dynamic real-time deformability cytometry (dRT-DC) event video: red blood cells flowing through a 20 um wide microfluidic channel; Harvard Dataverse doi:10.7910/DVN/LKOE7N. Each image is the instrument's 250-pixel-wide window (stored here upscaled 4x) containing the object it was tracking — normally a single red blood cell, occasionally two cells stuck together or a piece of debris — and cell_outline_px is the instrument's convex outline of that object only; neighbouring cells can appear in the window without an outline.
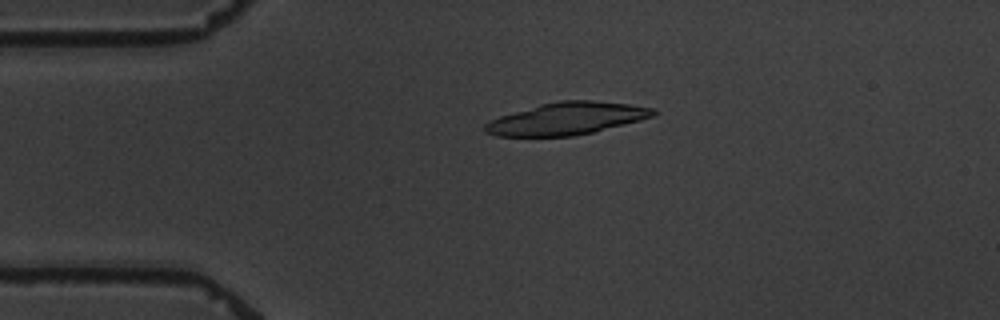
{"species": "common noctule bat (a hibernating species)", "species_latin": "Nyctalus noctula", "temperature_condition": "warm", "stored_images_in_passage": 4, "camera_frame_rate_fps": 3000, "um_per_image_px": 0.085, "animal": {"sex": "male", "body_mass_g": 19.5, "forearm_length_mm": 54.6}, "frame": {"image": 1, "passage_image": 3, "time_ms": 2.333, "image_size_px": [1000, 320], "cell_outline_px": [[656, 112], [652, 116], [640, 120], [592, 132], [572, 136], [496, 136], [484, 132], [484, 124], [500, 116], [540, 104], [560, 100], [592, 100], [628, 104], [656, 108]], "centroid_in_image_um": [48.16, 10.07], "position_along_channel_um": 36.8, "area_um2": 31.39}}